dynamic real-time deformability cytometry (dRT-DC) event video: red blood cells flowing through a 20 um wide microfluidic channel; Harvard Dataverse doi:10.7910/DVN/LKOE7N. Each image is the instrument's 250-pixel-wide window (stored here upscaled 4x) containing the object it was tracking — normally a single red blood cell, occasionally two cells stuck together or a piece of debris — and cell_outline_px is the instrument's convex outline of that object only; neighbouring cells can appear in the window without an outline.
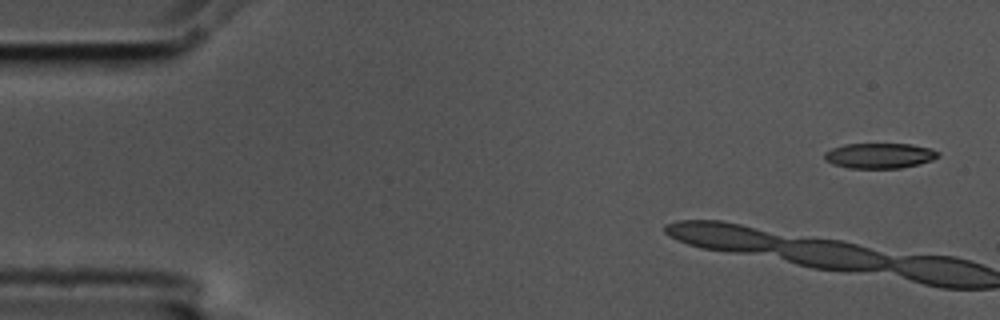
{"species": "common noctule bat (a hibernating species)", "species_latin": "Nyctalus noctula", "temperature_condition": "cold", "stored_images_in_passage": 3, "camera_frame_rate_fps": 3000, "um_per_image_px": 0.085, "animal": {"sex": "male", "body_mass_g": 17.5, "forearm_length_mm": 52.3}, "frame": {"image": 1, "passage_image": 1, "time_ms": 0.0, "image_size_px": [1000, 320], "cell_outline_px": [[940, 156], [932, 160], [900, 168], [848, 168], [832, 164], [824, 160], [824, 152], [832, 148], [844, 144], [912, 144], [932, 148], [940, 152]], "centroid_in_image_um": [74.75, 13.22], "position_along_channel_um": 10.2, "area_um2": 16.88}}